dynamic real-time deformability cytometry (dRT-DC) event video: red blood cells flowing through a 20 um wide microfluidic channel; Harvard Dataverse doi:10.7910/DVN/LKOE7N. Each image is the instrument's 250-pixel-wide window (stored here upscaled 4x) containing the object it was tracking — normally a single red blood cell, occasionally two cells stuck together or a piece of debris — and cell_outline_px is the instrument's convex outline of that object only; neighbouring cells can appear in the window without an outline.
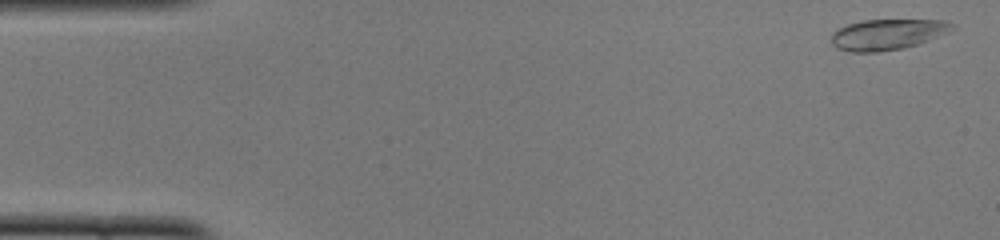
{"species": "common noctule bat (a hibernating species)", "species_latin": "Nyctalus noctula", "temperature_condition": "cold", "stored_images_in_passage": 50, "camera_frame_rate_fps": 3000, "um_per_image_px": 0.085, "animal": {"sex": "female", "body_mass_g": 22.0, "forearm_length_mm": 56.7}, "frame": {"image": 1, "passage_image": 2, "time_ms": 0.333, "image_size_px": [1000, 240], "cell_outline_px": [[956, 28], [916, 44], [904, 48], [876, 52], [848, 52], [836, 48], [832, 44], [832, 32], [836, 28], [848, 24], [864, 20], [944, 20], [956, 24]], "centroid_in_image_um": [75.38, 2.92], "position_along_channel_um": 9.6, "area_um2": 21.56}}
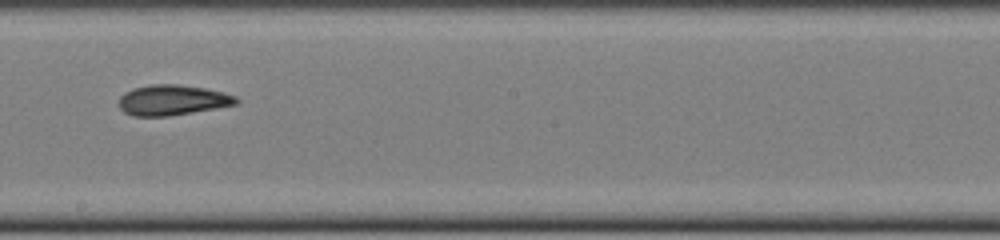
{"frame": {"image": 2, "passage_image": 28, "time_ms": 9.0, "image_size_px": [1000, 240], "cell_outline_px": [[240, 100], [236, 104], [216, 108], [168, 116], [132, 116], [124, 112], [120, 108], [120, 96], [124, 92], [132, 88], [152, 84], [176, 84], [204, 88], [224, 92], [236, 96]], "centroid_in_image_um": [14.65, 8.5], "position_along_channel_um": 233.6, "area_um2": 20.75}}
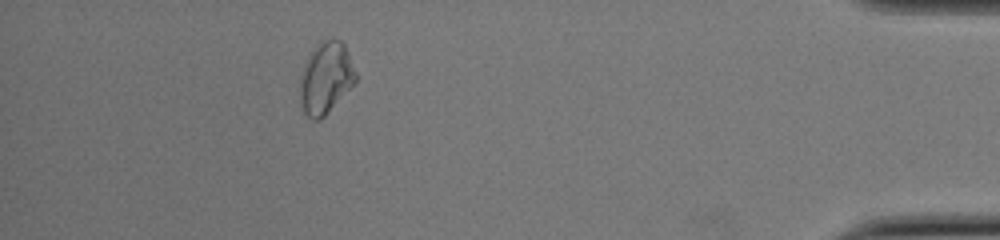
{"frame": {"image": 3, "passage_image": 45, "time_ms": 14.667, "image_size_px": [1000, 240], "cell_outline_px": [[356, 80], [324, 116], [320, 120], [312, 120], [304, 112], [300, 104], [300, 76], [304, 64], [312, 48], [316, 44], [324, 40], [340, 40], [344, 44], [348, 52], [356, 72]], "centroid_in_image_um": [27.66, 6.62], "position_along_channel_um": 407.5, "area_um2": 23.0}, "authors_computed_cell_mechanics": {"area_um2": 21.2704, "velocity_mm_per_s": 3.9962, "shape_relaxation_time_tau1_ms": 4.6094, "shape_relaxation_time_tau2_ms": 1.6032, "deformation_change_tau1": 0.1488, "deformation_change_tau2": 0.0864}}